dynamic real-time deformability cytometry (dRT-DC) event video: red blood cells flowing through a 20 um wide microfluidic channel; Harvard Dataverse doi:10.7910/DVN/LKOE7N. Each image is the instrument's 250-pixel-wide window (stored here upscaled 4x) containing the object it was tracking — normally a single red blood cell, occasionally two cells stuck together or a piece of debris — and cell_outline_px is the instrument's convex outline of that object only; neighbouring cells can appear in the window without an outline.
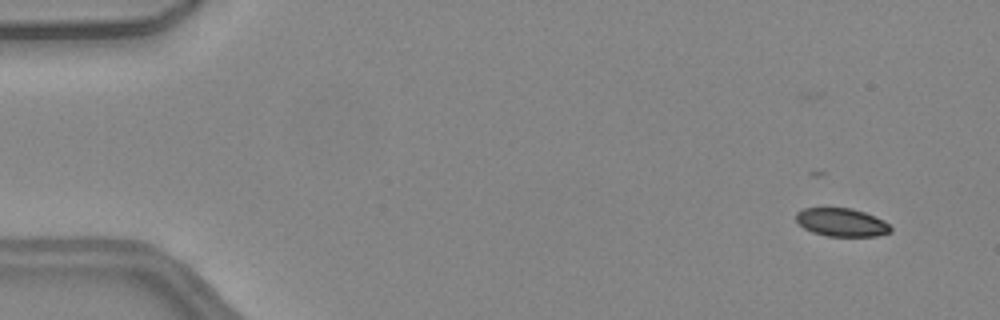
{"species": "common noctule bat (a hibernating species)", "species_latin": "Nyctalus noctula", "temperature_condition": "warm", "stored_images_in_passage": 21, "camera_frame_rate_fps": 3000, "um_per_image_px": 0.085, "animal": {"sex": "female", "body_mass_g": 24.6, "forearm_length_mm": 56.2}, "frame": {"image": 1, "passage_image": 4, "time_ms": 1.0, "image_size_px": [1000, 320], "cell_outline_px": [[892, 232], [876, 236], [828, 236], [812, 232], [804, 228], [796, 220], [796, 212], [804, 208], [852, 208], [864, 212], [884, 220], [892, 228]], "centroid_in_image_um": [71.55, 18.9], "position_along_channel_um": 13.5, "area_um2": 15.55}}
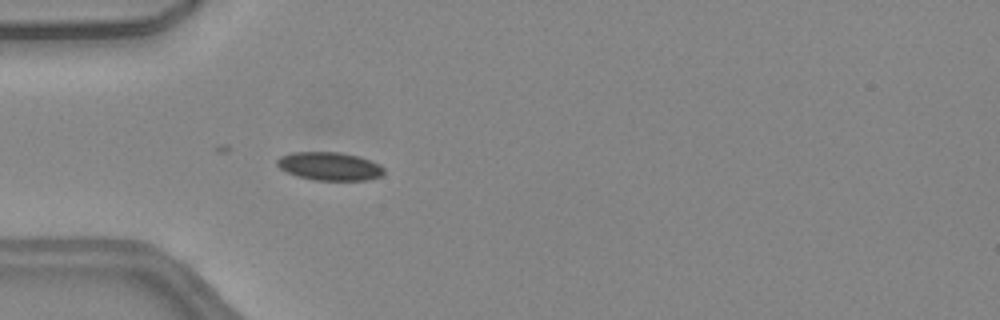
{"frame": {"image": 2, "passage_image": 16, "time_ms": 5.0, "image_size_px": [1000, 320], "cell_outline_px": [[384, 176], [368, 180], [316, 180], [296, 176], [280, 168], [276, 164], [276, 160], [280, 156], [292, 152], [340, 152], [356, 156], [380, 164], [384, 168]], "centroid_in_image_um": [28.02, 14.13], "position_along_channel_um": 57.0, "area_um2": 17.63}}